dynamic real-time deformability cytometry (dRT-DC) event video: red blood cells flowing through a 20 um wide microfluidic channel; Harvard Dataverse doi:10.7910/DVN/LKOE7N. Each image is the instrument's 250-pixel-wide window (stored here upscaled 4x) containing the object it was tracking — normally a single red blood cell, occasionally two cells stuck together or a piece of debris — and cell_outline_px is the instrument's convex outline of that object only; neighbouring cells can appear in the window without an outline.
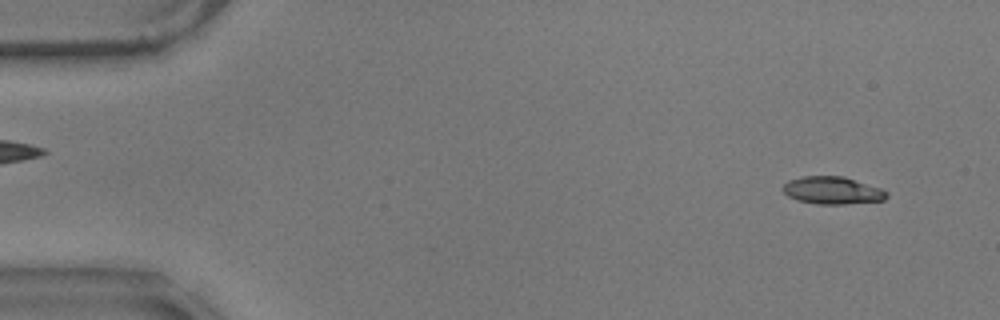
{"species": "common noctule bat (a hibernating species)", "species_latin": "Nyctalus noctula", "temperature_condition": "warm", "stored_images_in_passage": 15, "camera_frame_rate_fps": 3000, "um_per_image_px": 0.085, "animal": {"sex": "male", "body_mass_g": 17.9}, "frame": {"image": 1, "passage_image": 4, "time_ms": 1.0, "image_size_px": [1000, 320], "cell_outline_px": [[888, 196], [884, 200], [844, 204], [820, 204], [796, 200], [788, 196], [784, 192], [784, 184], [788, 180], [800, 176], [844, 176], [880, 188], [888, 192]], "centroid_in_image_um": [70.75, 16.18], "position_along_channel_um": 14.2, "area_um2": 16.59}}